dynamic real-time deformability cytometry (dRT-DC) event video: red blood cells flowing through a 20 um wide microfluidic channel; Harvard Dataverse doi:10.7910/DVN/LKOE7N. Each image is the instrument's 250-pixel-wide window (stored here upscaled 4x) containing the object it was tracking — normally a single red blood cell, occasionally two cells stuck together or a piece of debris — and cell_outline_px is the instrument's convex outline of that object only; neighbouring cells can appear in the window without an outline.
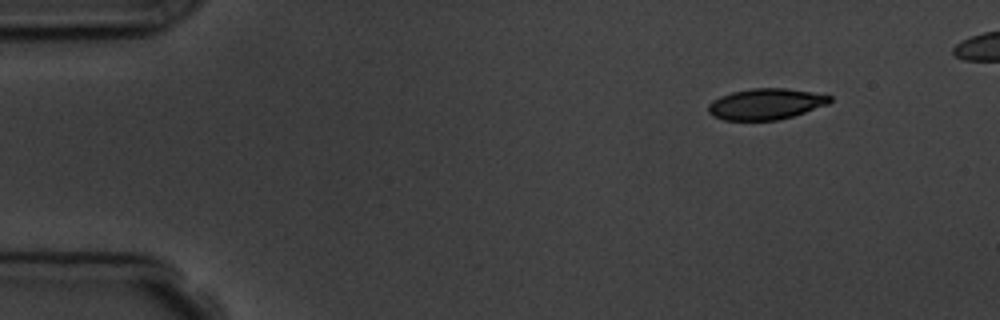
{"species": "common noctule bat (a hibernating species)", "species_latin": "Nyctalus noctula", "temperature_condition": "room temperature", "stored_images_in_passage": 3, "segment_of_instrument_passage": [2, 2], "camera_frame_rate_fps": 3000, "um_per_image_px": 0.085, "animal": {"sex": "male", "body_mass_g": 19.5, "forearm_length_mm": 54.6}, "frame": {"image": 1, "passage_image": 3, "time_ms": 2.333, "image_size_px": [1000, 320], "cell_outline_px": [[832, 100], [828, 104], [792, 116], [776, 120], [724, 120], [712, 116], [708, 112], [708, 104], [712, 100], [720, 96], [732, 92], [752, 88], [784, 88], [812, 92], [832, 96]], "centroid_in_image_um": [65.06, 8.84], "position_along_channel_um": 19.9, "area_um2": 21.91}}